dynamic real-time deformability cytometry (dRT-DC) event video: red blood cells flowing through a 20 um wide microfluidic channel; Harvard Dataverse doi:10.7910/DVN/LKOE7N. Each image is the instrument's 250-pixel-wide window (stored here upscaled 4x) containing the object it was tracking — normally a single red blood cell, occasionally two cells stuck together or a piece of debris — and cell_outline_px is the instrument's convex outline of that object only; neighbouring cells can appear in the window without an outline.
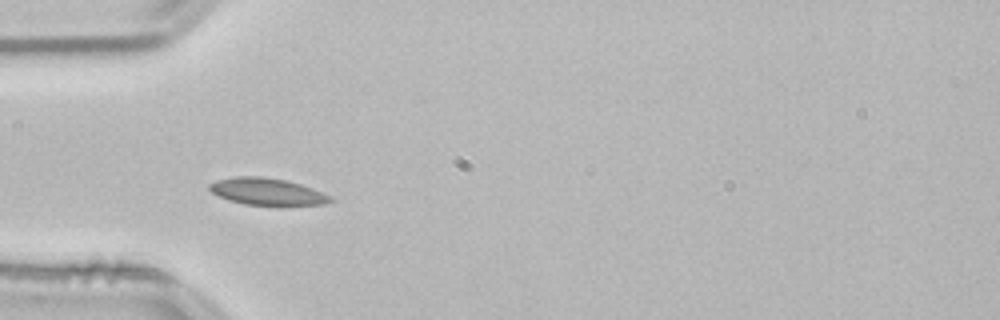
{"species": "common noctule bat (a hibernating species)", "species_latin": "Nyctalus noctula", "temperature_condition": "room temperature", "stored_images_in_passage": 1, "camera_frame_rate_fps": 3000, "um_per_image_px": 0.085, "animal": {"sex": "male", "body_mass_g": 21.5, "forearm_length_mm": 52.0}, "frame": {"image": 1, "passage_image": 1, "time_ms": 0.0, "image_size_px": [1000, 320], "cell_outline_px": [[332, 200], [324, 204], [288, 208], [280, 208], [244, 204], [228, 200], [212, 192], [208, 188], [208, 184], [216, 180], [236, 176], [260, 176], [284, 180], [300, 184], [312, 188], [328, 196]], "centroid_in_image_um": [22.71, 16.34], "position_along_channel_um": 62.3, "area_um2": 19.65}}